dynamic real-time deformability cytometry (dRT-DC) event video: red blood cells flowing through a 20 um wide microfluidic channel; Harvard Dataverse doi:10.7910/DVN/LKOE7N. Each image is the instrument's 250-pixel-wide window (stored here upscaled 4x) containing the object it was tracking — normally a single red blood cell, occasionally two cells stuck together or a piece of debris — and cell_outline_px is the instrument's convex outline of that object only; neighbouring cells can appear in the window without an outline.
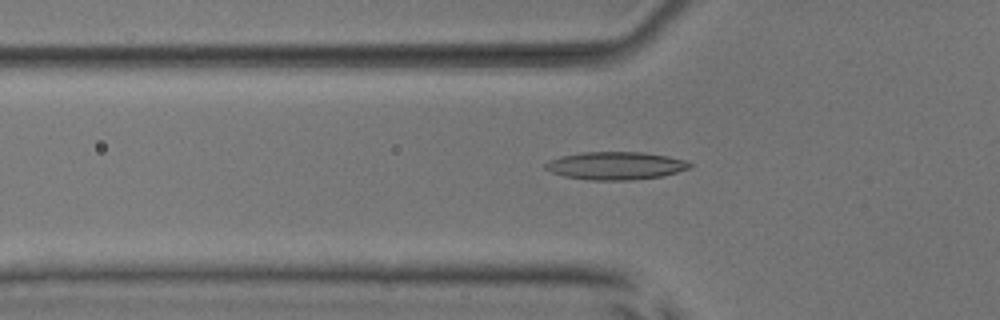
{"species": "common noctule bat (a hibernating species)", "species_latin": "Nyctalus noctula", "temperature_condition": "room temperature", "stored_images_in_passage": 43, "camera_frame_rate_fps": 3000, "um_per_image_px": 0.085, "animal": {"sex": "male", "body_mass_g": 17.9, "forearm_length_mm": 54.2}, "frame": {"image": 1, "passage_image": 9, "time_ms": 2.667, "image_size_px": [1000, 320], "cell_outline_px": [[692, 168], [660, 176], [632, 180], [588, 180], [564, 176], [552, 172], [544, 168], [544, 164], [548, 160], [560, 156], [580, 152], [644, 152], [668, 156], [684, 160], [692, 164]], "centroid_in_image_um": [52.3, 14.08], "position_along_channel_um": 73.5, "area_um2": 23.52}}
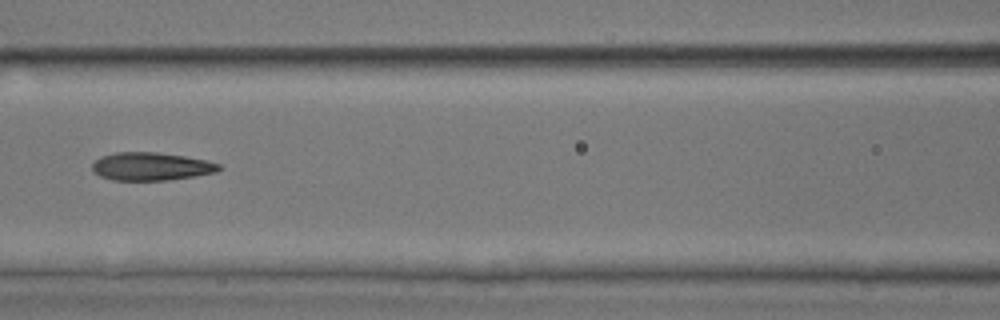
{"frame": {"image": 2, "passage_image": 15, "time_ms": 4.667, "image_size_px": [1000, 320], "cell_outline_px": [[220, 168], [216, 172], [196, 176], [168, 180], [112, 180], [100, 176], [92, 172], [92, 164], [100, 156], [116, 152], [156, 152], [184, 156], [204, 160], [220, 164]], "centroid_in_image_um": [12.8, 14.15], "position_along_channel_um": 153.8, "area_um2": 20.69}}
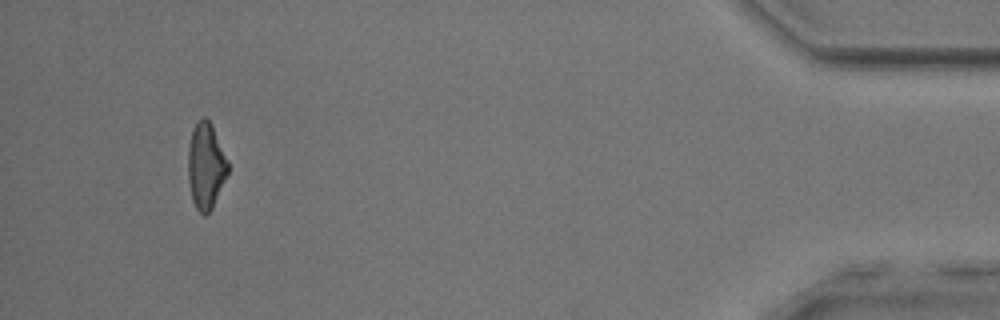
{"frame": {"image": 3, "passage_image": 40, "time_ms": 13.0, "image_size_px": [1000, 320], "cell_outline_px": [[228, 172], [212, 208], [204, 216], [196, 208], [192, 200], [188, 180], [188, 148], [192, 128], [204, 116], [212, 124], [228, 160]], "centroid_in_image_um": [17.49, 14.09], "position_along_channel_um": 417.7, "area_um2": 19.94}, "authors_computed_cell_mechanics": {"area_um2": 21.0392, "velocity_mm_per_s": 3.9995, "shape_relaxation_time_tau1_ms": 7.8518, "shape_relaxation_time_tau2_ms": 2.4341, "deformation_change_tau1": 0.2013, "deformation_change_tau2": 0.103}}